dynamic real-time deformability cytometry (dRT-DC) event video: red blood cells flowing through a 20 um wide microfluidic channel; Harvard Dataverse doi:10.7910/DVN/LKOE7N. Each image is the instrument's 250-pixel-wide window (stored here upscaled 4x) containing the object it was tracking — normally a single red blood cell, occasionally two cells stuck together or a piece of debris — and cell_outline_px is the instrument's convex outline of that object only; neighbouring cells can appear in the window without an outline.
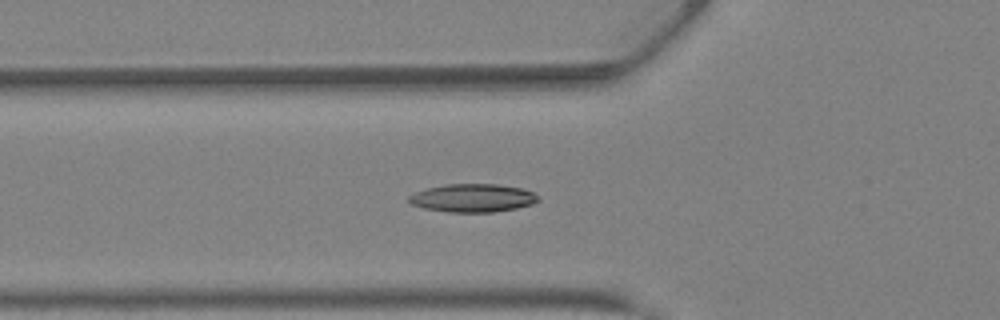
{"species": "Egyptian fruit bat (a non-hibernating species)", "species_latin": "Rousettus aegyptiacus", "temperature_condition": "warm", "stored_images_in_passage": 34, "segment_of_instrument_passage": [1, 2], "camera_frame_rate_fps": 3000, "um_per_image_px": 0.085, "animal": {"sex": "female"}, "frame": {"image": 1, "passage_image": 6, "time_ms": 1.667, "image_size_px": [1000, 320], "cell_outline_px": [[540, 200], [532, 204], [516, 208], [496, 212], [448, 212], [424, 208], [412, 204], [408, 200], [408, 196], [416, 192], [428, 188], [444, 184], [496, 184], [524, 188], [532, 192]], "centroid_in_image_um": [40.19, 16.83], "position_along_channel_um": 85.6, "area_um2": 21.21}}
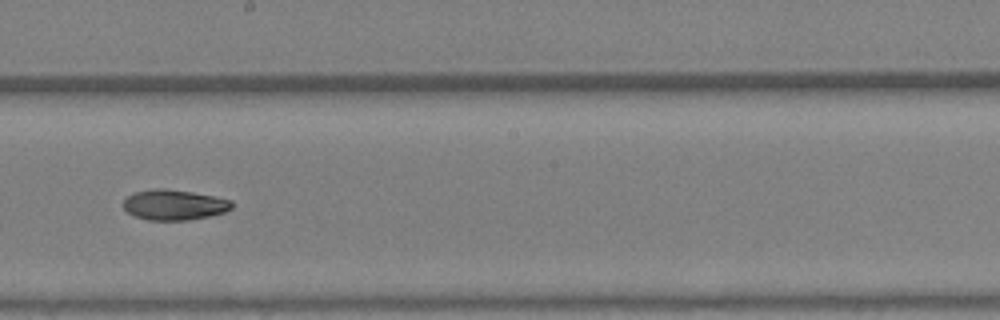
{"frame": {"image": 2, "passage_image": 15, "time_ms": 4.667, "image_size_px": [1000, 320], "cell_outline_px": [[232, 208], [224, 212], [208, 216], [188, 220], [148, 220], [132, 216], [120, 204], [128, 196], [136, 192], [160, 188], [192, 192], [232, 200]], "centroid_in_image_um": [14.77, 17.42], "position_along_channel_um": 233.4, "area_um2": 19.07}}
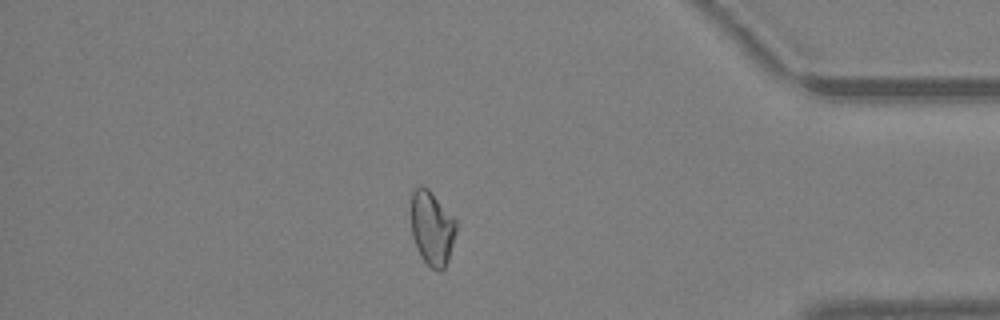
{"frame": {"image": 3, "passage_image": 27, "time_ms": 8.667, "image_size_px": [1000, 320], "cell_outline_px": [[456, 232], [448, 260], [444, 268], [440, 272], [436, 272], [420, 256], [412, 236], [412, 188], [428, 188], [456, 220]], "centroid_in_image_um": [36.73, 19.43], "position_along_channel_um": 398.5, "area_um2": 19.25}}